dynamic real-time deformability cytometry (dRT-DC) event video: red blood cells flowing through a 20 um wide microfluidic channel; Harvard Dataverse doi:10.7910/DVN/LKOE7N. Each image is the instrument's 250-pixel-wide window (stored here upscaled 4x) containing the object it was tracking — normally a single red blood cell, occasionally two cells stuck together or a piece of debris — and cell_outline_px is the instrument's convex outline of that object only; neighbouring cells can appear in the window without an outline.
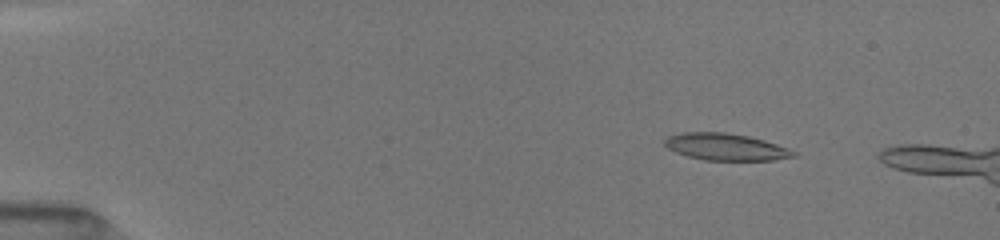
{"species": "common noctule bat (a hibernating species)", "species_latin": "Nyctalus noctula", "temperature_condition": "room temperature", "stored_images_in_passage": 20, "camera_frame_rate_fps": 3000, "um_per_image_px": 0.085, "animal": {"sex": "female", "body_mass_g": 19.5, "forearm_length_mm": 54.1}, "frame": {"image": 1, "passage_image": 12, "time_ms": 2.333, "image_size_px": [1000, 240], "cell_outline_px": [[796, 156], [772, 160], [704, 160], [688, 156], [676, 152], [668, 148], [664, 144], [664, 140], [668, 136], [684, 132], [724, 132], [748, 136], [764, 140], [788, 148], [796, 152]], "centroid_in_image_um": [61.68, 12.48], "position_along_channel_um": 23.3, "area_um2": 20.06}}